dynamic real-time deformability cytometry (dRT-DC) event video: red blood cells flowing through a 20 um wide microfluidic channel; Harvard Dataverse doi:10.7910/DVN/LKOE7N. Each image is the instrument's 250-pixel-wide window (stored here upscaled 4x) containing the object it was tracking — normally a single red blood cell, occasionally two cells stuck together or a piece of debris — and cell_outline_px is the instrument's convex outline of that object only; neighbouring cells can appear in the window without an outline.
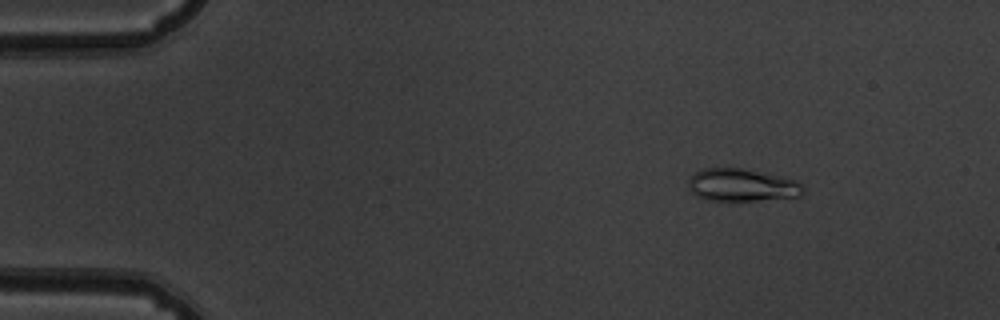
{"species": "common noctule bat (a hibernating species)", "species_latin": "Nyctalus noctula", "temperature_condition": "warm", "stored_images_in_passage": 51, "camera_frame_rate_fps": 3000, "um_per_image_px": 0.085, "animal": {"sex": "male", "body_mass_g": 19.5, "forearm_length_mm": 54.6}, "frame": {"image": 1, "passage_image": 6, "time_ms": 1.667, "image_size_px": [1000, 320], "cell_outline_px": [[804, 192], [800, 196], [756, 200], [712, 200], [696, 196], [692, 192], [688, 184], [688, 180], [700, 168], [740, 168], [776, 176], [792, 180], [800, 184], [804, 188]], "centroid_in_image_um": [63.01, 15.73], "position_along_channel_um": 22.0, "area_um2": 21.21}}
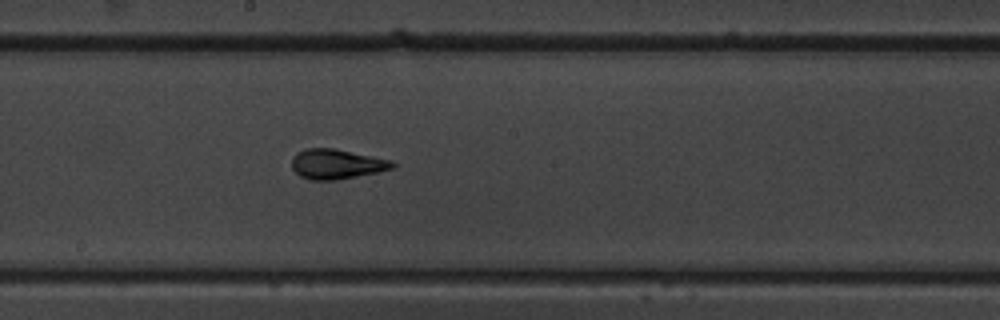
{"frame": {"image": 2, "passage_image": 28, "time_ms": 9.0, "image_size_px": [1000, 320], "cell_outline_px": [[396, 168], [336, 180], [312, 180], [300, 176], [292, 168], [292, 156], [296, 152], [304, 148], [332, 148], [392, 160], [396, 164]], "centroid_in_image_um": [28.59, 13.94], "position_along_channel_um": 219.6, "area_um2": 17.51}}
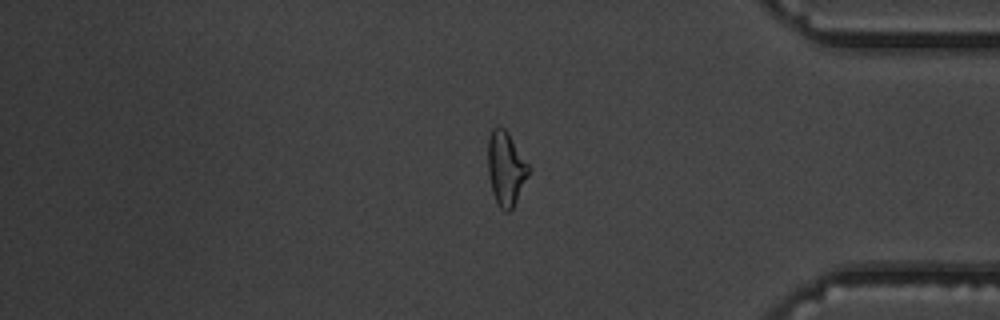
{"frame": {"image": 3, "passage_image": 43, "time_ms": 14.0, "image_size_px": [1000, 320], "cell_outline_px": [[532, 168], [512, 208], [508, 212], [504, 212], [500, 208], [492, 192], [488, 172], [488, 140], [492, 128], [496, 124], [504, 128], [508, 132]], "centroid_in_image_um": [43.0, 14.28], "position_along_channel_um": 392.2, "area_um2": 17.69}, "authors_computed_cell_mechanics": {"area_um2": 17.6868, "velocity_mm_per_s": 3.88, "shape_relaxation_time_tau1_ms": 6.9949, "shape_relaxation_time_tau2_ms": 1.3645, "deformation_change_tau1": 0.2295, "deformation_change_tau2": 0.0941}}